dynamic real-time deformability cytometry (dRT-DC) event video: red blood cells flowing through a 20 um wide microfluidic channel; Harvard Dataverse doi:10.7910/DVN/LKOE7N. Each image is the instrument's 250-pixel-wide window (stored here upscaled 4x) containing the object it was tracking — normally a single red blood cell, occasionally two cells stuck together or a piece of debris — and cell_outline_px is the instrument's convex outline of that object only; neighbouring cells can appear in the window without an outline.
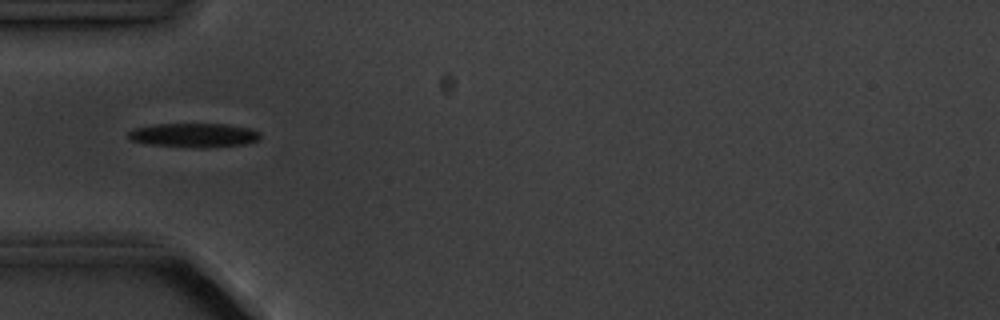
{"species": "common noctule bat (a hibernating species)", "species_latin": "Nyctalus noctula", "temperature_condition": "cold", "stored_images_in_passage": 15, "camera_frame_rate_fps": 3000, "um_per_image_px": 0.085, "animal": {"sex": "male", "body_mass_g": 20.1, "forearm_length_mm": 53.5}, "frame": {"image": 1, "passage_image": 5, "time_ms": 5.333, "image_size_px": [1000, 320], "cell_outline_px": [[260, 136], [256, 140], [244, 144], [204, 148], [192, 148], [148, 144], [128, 140], [128, 132], [132, 128], [152, 124], [228, 124], [252, 128], [260, 132]], "centroid_in_image_um": [16.44, 11.49], "position_along_channel_um": 68.6, "area_um2": 18.84}}
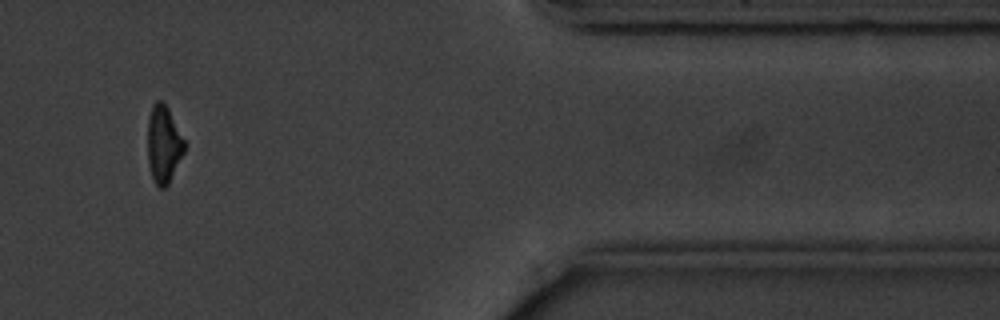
{"frame": {"image": 2, "passage_image": 13, "time_ms": 15.333, "image_size_px": [1000, 320], "cell_outline_px": [[188, 144], [168, 184], [164, 188], [160, 188], [156, 184], [152, 176], [148, 164], [148, 116], [152, 104], [156, 100], [160, 100], [168, 108]], "centroid_in_image_um": [13.92, 12.23], "position_along_channel_um": 397.5, "area_um2": 16.76}, "authors_computed_cell_mechanics": {"area_um2": 17.5134, "velocity_mm_per_s": 3.6297, "shape_relaxation_time_tau1_ms": 1.3775, "shape_relaxation_time_tau2_ms": null, "deformation_change_tau1": 0.0901, "deformation_change_tau2": null}}